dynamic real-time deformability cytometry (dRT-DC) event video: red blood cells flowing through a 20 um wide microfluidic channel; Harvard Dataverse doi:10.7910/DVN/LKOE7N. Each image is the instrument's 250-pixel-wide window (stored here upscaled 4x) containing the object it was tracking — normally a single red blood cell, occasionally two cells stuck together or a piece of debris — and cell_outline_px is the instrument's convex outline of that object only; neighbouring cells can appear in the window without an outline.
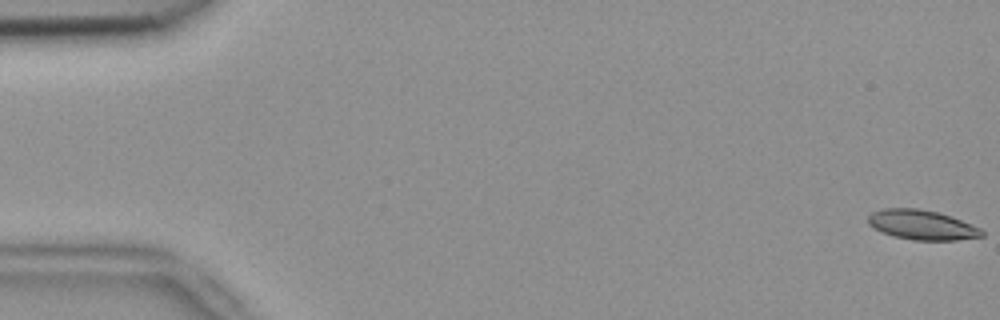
{"species": "common noctule bat (a hibernating species)", "species_latin": "Nyctalus noctula", "temperature_condition": "room temperature", "stored_images_in_passage": 55, "segment_of_instrument_passage": [1, 2], "camera_frame_rate_fps": 3000, "um_per_image_px": 0.085, "animal": {"sex": "female", "body_mass_g": 18.4}, "frame": {"image": 1, "passage_image": 1, "time_ms": 0.0, "image_size_px": [1000, 320], "cell_outline_px": [[984, 236], [956, 240], [912, 240], [892, 236], [880, 232], [872, 228], [868, 224], [868, 216], [872, 212], [884, 208], [916, 208], [936, 212], [960, 220], [980, 228], [984, 232]], "centroid_in_image_um": [78.3, 19.12], "position_along_channel_um": 6.7, "area_um2": 19.65}}
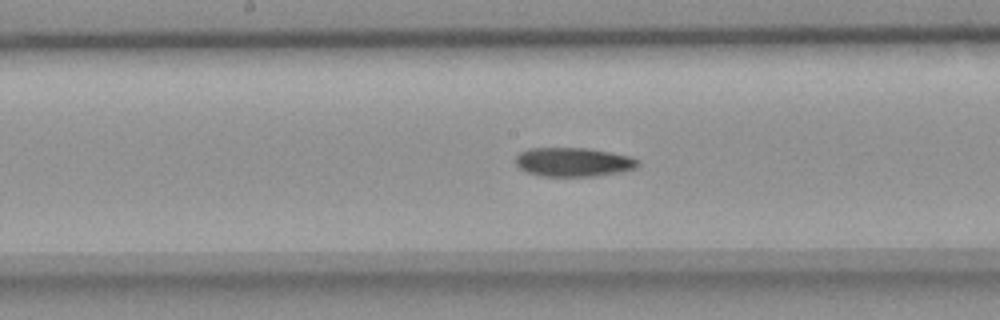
{"frame": {"image": 2, "passage_image": 28, "time_ms": 9.0, "image_size_px": [1000, 320], "cell_outline_px": [[640, 164], [636, 168], [596, 176], [540, 176], [528, 172], [520, 168], [516, 164], [516, 156], [520, 152], [528, 148], [588, 148], [628, 156], [640, 160]], "centroid_in_image_um": [48.72, 13.77], "position_along_channel_um": 199.5, "area_um2": 20.52}}
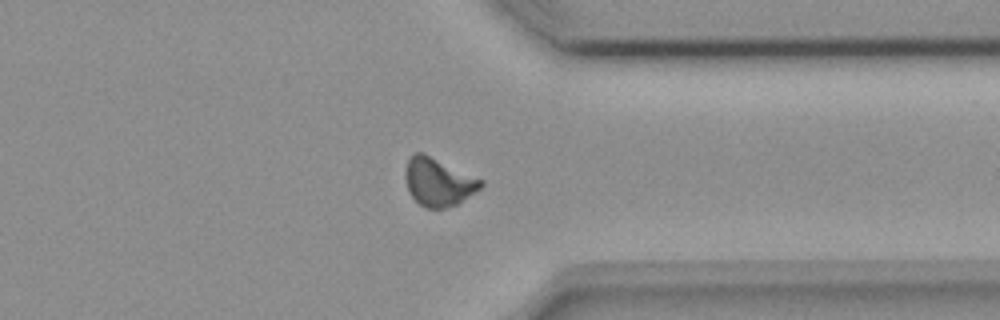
{"frame": {"image": 3, "passage_image": 42, "time_ms": 13.667, "image_size_px": [1000, 320], "cell_outline_px": [[484, 184], [480, 188], [456, 204], [444, 208], [424, 208], [408, 192], [404, 176], [404, 168], [408, 160], [416, 152], [424, 152], [484, 180]], "centroid_in_image_um": [37.23, 15.44], "position_along_channel_um": 374.2, "area_um2": 21.21}}